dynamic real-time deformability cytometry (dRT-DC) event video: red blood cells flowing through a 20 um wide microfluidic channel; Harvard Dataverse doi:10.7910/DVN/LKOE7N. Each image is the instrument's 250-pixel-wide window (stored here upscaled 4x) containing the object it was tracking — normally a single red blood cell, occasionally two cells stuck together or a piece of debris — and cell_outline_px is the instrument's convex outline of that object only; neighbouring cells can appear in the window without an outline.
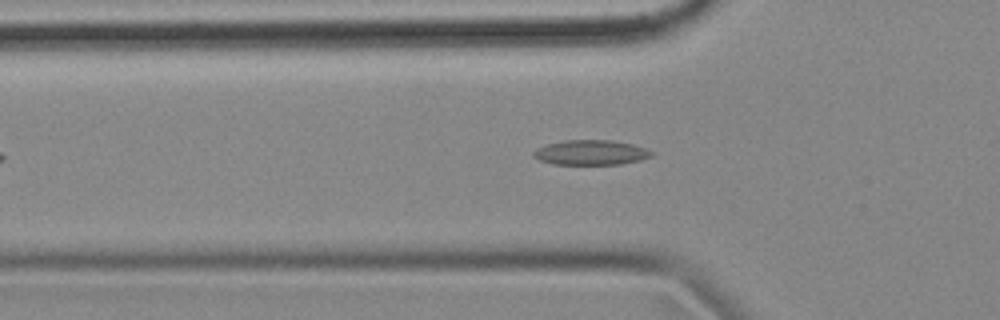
{"species": "common noctule bat (a hibernating species)", "species_latin": "Nyctalus noctula", "temperature_condition": "cold", "stored_images_in_passage": 37, "segment_of_instrument_passage": [1, 2], "camera_frame_rate_fps": 3000, "um_per_image_px": 0.085, "animal": {"sex": "female", "body_mass_g": 18.4}, "frame": {"image": 1, "passage_image": 2, "time_ms": 0.333, "image_size_px": [1000, 320], "cell_outline_px": [[656, 152], [652, 156], [640, 160], [620, 164], [552, 164], [540, 160], [532, 156], [532, 152], [548, 144], [564, 140], [612, 140], [632, 144]], "centroid_in_image_um": [50.25, 12.96], "position_along_channel_um": 75.5, "area_um2": 17.05}}
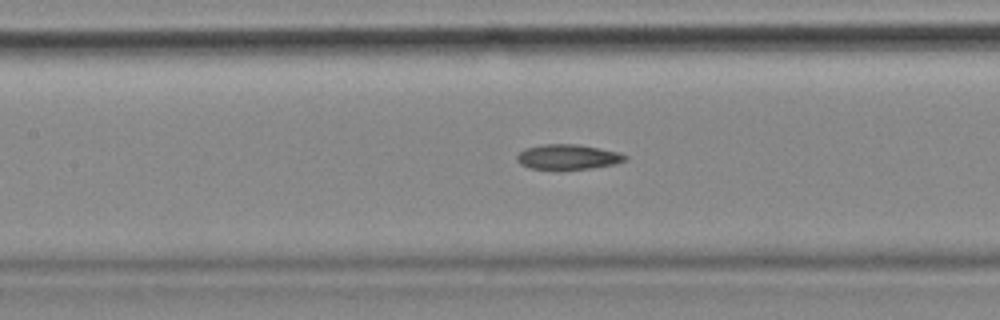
{"frame": {"image": 2, "passage_image": 9, "time_ms": 2.667, "image_size_px": [1000, 320], "cell_outline_px": [[628, 156], [624, 160], [616, 164], [592, 168], [528, 168], [520, 164], [516, 160], [516, 156], [524, 148], [544, 144], [576, 144], [600, 148], [620, 152]], "centroid_in_image_um": [48.27, 13.32], "position_along_channel_um": 159.1, "area_um2": 15.61}}
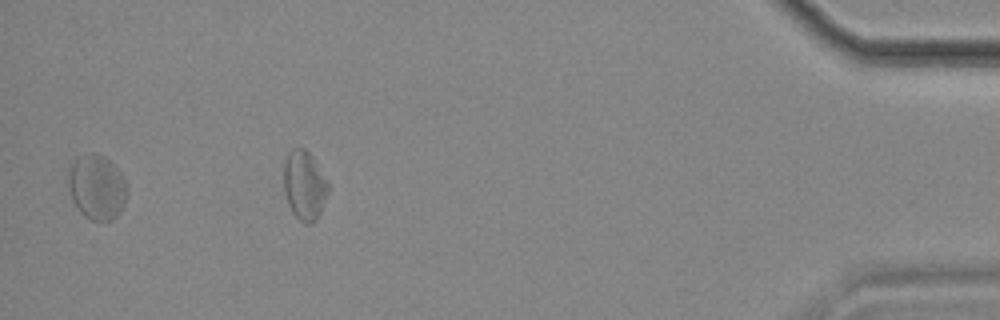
{"frame": {"image": 3, "passage_image": 35, "time_ms": 11.333, "image_size_px": [1000, 320], "cell_outline_px": [[128, 192], [116, 216], [112, 220], [92, 220], [84, 216], [80, 212], [72, 200], [68, 188], [68, 172], [72, 164], [80, 156], [92, 152], [96, 152], [104, 156], [120, 172], [128, 188]], "centroid_in_image_um": [8.21, 15.9], "position_along_channel_um": 427.0, "area_um2": 21.96}}